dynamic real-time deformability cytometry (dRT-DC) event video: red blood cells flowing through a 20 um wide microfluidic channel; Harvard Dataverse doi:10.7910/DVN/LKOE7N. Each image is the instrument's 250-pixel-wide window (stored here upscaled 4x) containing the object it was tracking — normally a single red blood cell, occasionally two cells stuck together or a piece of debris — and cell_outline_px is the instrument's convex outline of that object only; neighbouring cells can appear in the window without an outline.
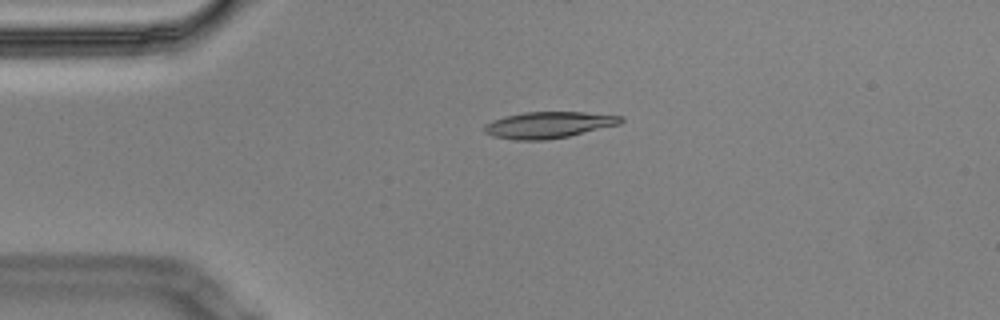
{"species": "Egyptian fruit bat (a non-hibernating species)", "species_latin": "Rousettus aegyptiacus", "temperature_condition": "cold", "stored_images_in_passage": 4, "camera_frame_rate_fps": 3000, "um_per_image_px": 0.085, "animal": {"sex": "male"}, "frame": {"image": 1, "passage_image": 3, "time_ms": 0.667, "image_size_px": [1000, 320], "cell_outline_px": [[624, 120], [620, 124], [568, 136], [544, 140], [516, 140], [492, 136], [484, 132], [484, 124], [492, 120], [504, 116], [524, 112], [584, 112], [624, 116]], "centroid_in_image_um": [46.61, 10.61], "position_along_channel_um": 38.4, "area_um2": 21.04}}